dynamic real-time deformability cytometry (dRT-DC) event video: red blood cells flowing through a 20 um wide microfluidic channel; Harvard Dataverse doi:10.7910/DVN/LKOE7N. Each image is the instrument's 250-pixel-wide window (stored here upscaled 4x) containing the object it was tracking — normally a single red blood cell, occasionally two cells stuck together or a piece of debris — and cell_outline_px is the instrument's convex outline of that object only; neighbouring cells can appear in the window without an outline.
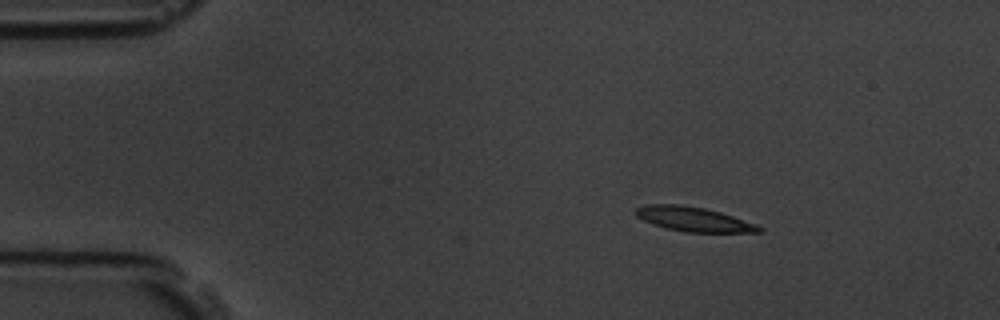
{"species": "common noctule bat (a hibernating species)", "species_latin": "Nyctalus noctula", "temperature_condition": "room temperature", "stored_images_in_passage": 5, "segment_of_instrument_passage": [1, 2], "camera_frame_rate_fps": 3000, "um_per_image_px": 0.085, "animal": {"sex": "male", "body_mass_g": 19.5, "forearm_length_mm": 54.6}, "frame": {"image": 1, "passage_image": 2, "time_ms": 1.0, "image_size_px": [1000, 320], "cell_outline_px": [[764, 232], [684, 232], [652, 224], [636, 216], [636, 208], [644, 204], [680, 204], [704, 208], [720, 212], [756, 224], [764, 228]], "centroid_in_image_um": [58.96, 18.63], "position_along_channel_um": 26.0, "area_um2": 17.51}}